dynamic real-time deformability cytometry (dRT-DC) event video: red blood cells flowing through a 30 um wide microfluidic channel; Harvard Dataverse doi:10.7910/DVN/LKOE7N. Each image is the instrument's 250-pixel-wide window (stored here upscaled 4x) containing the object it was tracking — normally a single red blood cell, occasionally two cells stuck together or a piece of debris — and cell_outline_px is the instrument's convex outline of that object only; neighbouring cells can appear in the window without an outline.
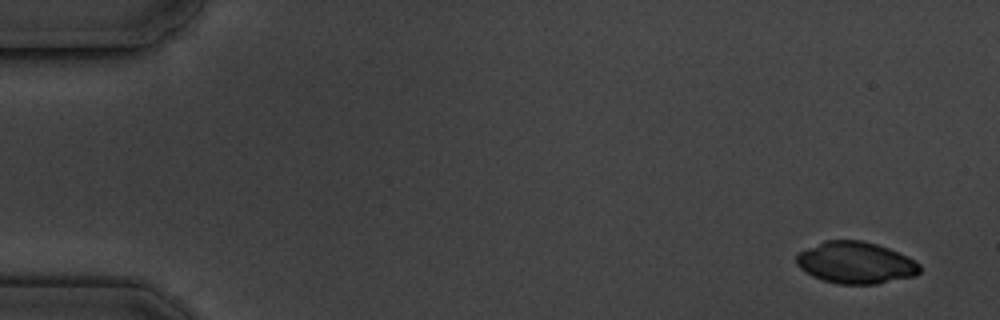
{"species": "common noctule bat (a hibernating species)", "species_latin": "Nyctalus noctula", "temperature_condition": "cold", "stored_images_in_passage": 5, "camera_frame_rate_fps": 3000, "um_per_image_px": 0.085, "animal": {"sex": "male", "body_mass_g": 19.5, "forearm_length_mm": 54.6}, "frame": {"image": 1, "passage_image": 1, "time_ms": 0.0, "image_size_px": [1000, 320], "cell_outline_px": [[920, 272], [916, 276], [876, 284], [840, 284], [824, 280], [812, 276], [800, 268], [796, 264], [796, 256], [800, 252], [824, 240], [860, 240], [876, 244], [888, 248], [908, 256], [916, 260], [920, 264]], "centroid_in_image_um": [72.76, 22.33], "position_along_channel_um": 12.2, "area_um2": 30.06}}